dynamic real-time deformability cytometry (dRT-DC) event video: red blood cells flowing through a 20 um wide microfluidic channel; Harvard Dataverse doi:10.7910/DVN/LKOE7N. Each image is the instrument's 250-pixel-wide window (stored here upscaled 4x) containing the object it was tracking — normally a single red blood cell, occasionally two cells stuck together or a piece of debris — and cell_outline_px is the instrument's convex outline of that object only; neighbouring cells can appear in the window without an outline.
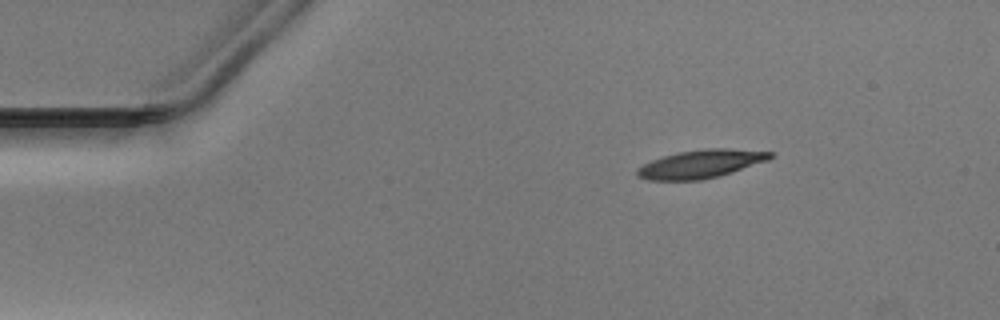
{"species": "Egyptian fruit bat (a non-hibernating species)", "species_latin": "Rousettus aegyptiacus", "temperature_condition": "warm", "stored_images_in_passage": 45, "camera_frame_rate_fps": 3000, "um_per_image_px": 0.085, "animal": {"sex": "male"}, "frame": {"image": 1, "passage_image": 1, "time_ms": 0.0, "image_size_px": [1000, 320], "cell_outline_px": [[776, 156], [768, 160], [732, 172], [700, 180], [648, 180], [636, 176], [636, 168], [652, 160], [676, 152], [704, 148], [728, 148], [772, 152]], "centroid_in_image_um": [59.56, 13.92], "position_along_channel_um": 25.4, "area_um2": 21.91}}
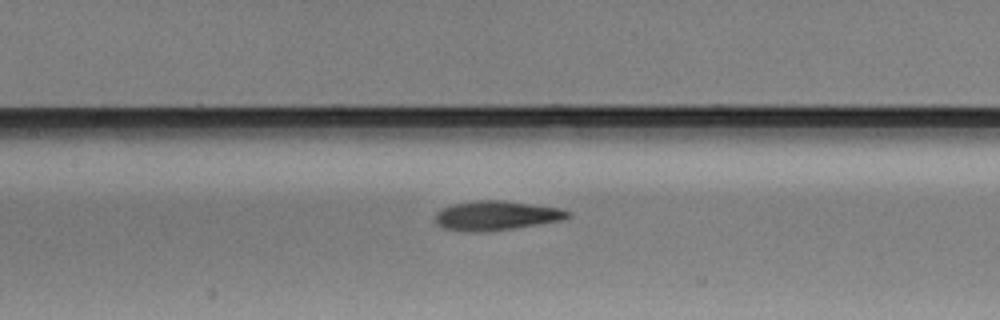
{"frame": {"image": 2, "passage_image": 17, "time_ms": 5.333, "image_size_px": [1000, 320], "cell_outline_px": [[572, 216], [564, 220], [540, 224], [484, 232], [460, 232], [444, 228], [436, 224], [432, 220], [436, 212], [440, 208], [452, 204], [476, 200], [500, 200], [532, 204], [560, 208], [572, 212]], "centroid_in_image_um": [42.14, 18.33], "position_along_channel_um": 165.3, "area_um2": 23.18}}
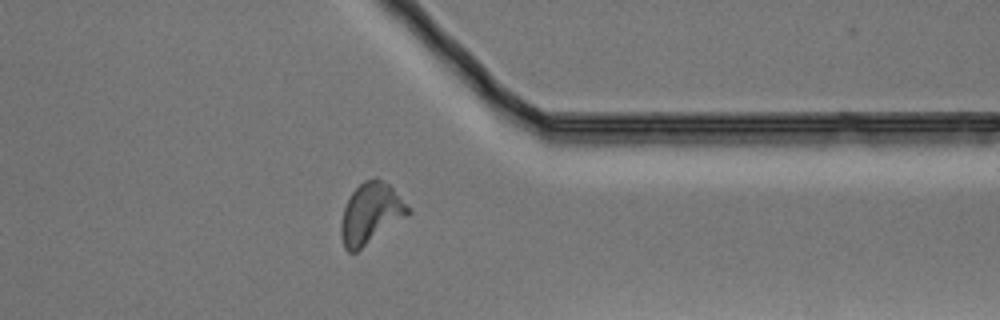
{"frame": {"image": 3, "passage_image": 34, "time_ms": 11.0, "image_size_px": [1000, 320], "cell_outline_px": [[412, 212], [356, 252], [348, 252], [344, 248], [340, 232], [340, 224], [344, 208], [352, 192], [364, 180], [376, 176], [388, 184], [392, 188]], "centroid_in_image_um": [31.48, 18.14], "position_along_channel_um": 379.9, "area_um2": 23.35}}